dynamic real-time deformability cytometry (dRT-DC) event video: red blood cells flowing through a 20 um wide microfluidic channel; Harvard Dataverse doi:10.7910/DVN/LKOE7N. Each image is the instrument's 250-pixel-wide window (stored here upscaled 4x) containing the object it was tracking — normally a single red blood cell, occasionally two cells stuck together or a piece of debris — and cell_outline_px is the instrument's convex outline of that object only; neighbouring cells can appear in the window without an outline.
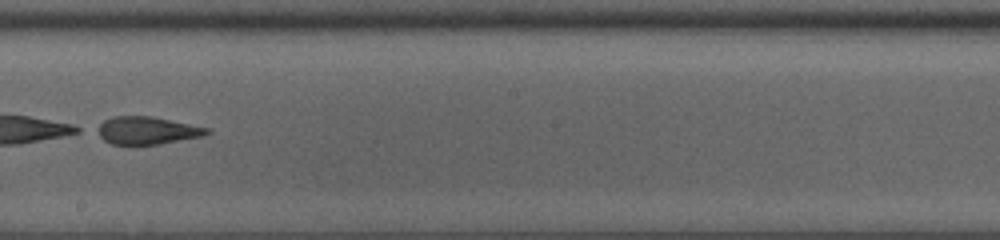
{"species": "common noctule bat (a hibernating species)", "species_latin": "Nyctalus noctula", "temperature_condition": "room temperature", "stored_images_in_passage": 36, "camera_frame_rate_fps": 3000, "um_per_image_px": 0.085, "animal": {"sex": "male", "body_mass_g": 13.0, "forearm_length_mm": 53.1}, "frame": {"image": 1, "passage_image": 16, "time_ms": 5.0, "image_size_px": [1000, 240], "cell_outline_px": [[212, 132], [204, 136], [156, 144], [112, 144], [104, 140], [92, 132], [92, 128], [104, 120], [112, 116], [148, 116], [212, 128]], "centroid_in_image_um": [12.43, 11.08], "position_along_channel_um": 235.8, "area_um2": 17.92}}